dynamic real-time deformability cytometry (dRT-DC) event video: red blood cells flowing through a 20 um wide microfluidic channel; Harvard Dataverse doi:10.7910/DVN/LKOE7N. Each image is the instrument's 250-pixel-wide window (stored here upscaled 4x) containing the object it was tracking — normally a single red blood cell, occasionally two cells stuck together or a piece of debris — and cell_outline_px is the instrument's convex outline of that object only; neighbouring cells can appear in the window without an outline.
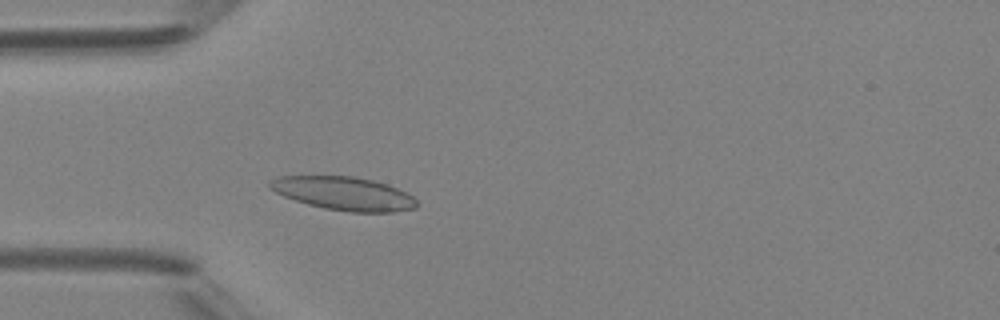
{"species": "Egyptian fruit bat (a non-hibernating species)", "species_latin": "Rousettus aegyptiacus", "temperature_condition": "room temperature", "stored_images_in_passage": 4, "camera_frame_rate_fps": 3000, "um_per_image_px": 0.085, "animal": {"sex": "female"}, "frame": {"image": 1, "passage_image": 4, "time_ms": 3.333, "image_size_px": [1000, 320], "cell_outline_px": [[416, 208], [392, 212], [352, 212], [324, 208], [308, 204], [284, 196], [268, 188], [268, 180], [280, 176], [352, 176], [372, 180], [388, 184], [412, 196], [416, 200]], "centroid_in_image_um": [29.19, 16.44], "position_along_channel_um": 55.8, "area_um2": 28.44}}